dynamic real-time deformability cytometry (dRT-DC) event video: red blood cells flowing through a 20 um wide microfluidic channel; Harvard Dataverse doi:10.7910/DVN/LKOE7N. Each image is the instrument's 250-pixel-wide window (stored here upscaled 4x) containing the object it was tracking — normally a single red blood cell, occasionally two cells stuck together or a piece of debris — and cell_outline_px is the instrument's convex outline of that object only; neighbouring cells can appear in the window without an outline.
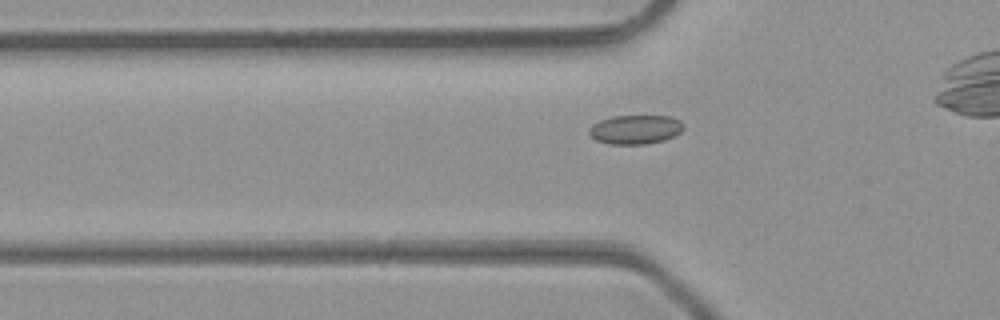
{"species": "common noctule bat (a hibernating species)", "species_latin": "Nyctalus noctula", "temperature_condition": "room temperature", "stored_images_in_passage": 33, "camera_frame_rate_fps": 3000, "um_per_image_px": 0.085, "animal": {"sex": "male", "body_mass_g": 23.1, "forearm_length_mm": 52.7}, "frame": {"image": 1, "passage_image": 10, "time_ms": 3.0, "image_size_px": [1000, 320], "cell_outline_px": [[684, 128], [680, 132], [664, 140], [644, 144], [608, 144], [596, 140], [588, 132], [588, 128], [592, 124], [600, 120], [612, 116], [672, 116], [680, 120], [684, 124]], "centroid_in_image_um": [53.99, 11.0], "position_along_channel_um": 71.8, "area_um2": 16.07}}
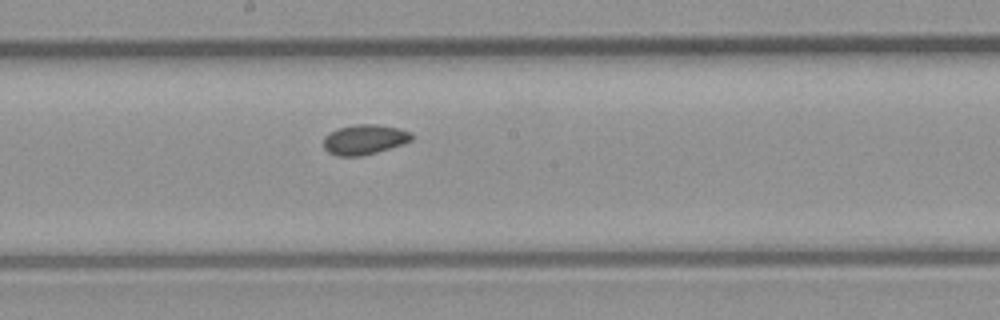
{"frame": {"image": 2, "passage_image": 20, "time_ms": 6.333, "image_size_px": [1000, 320], "cell_outline_px": [[412, 140], [376, 152], [360, 156], [336, 156], [328, 152], [324, 148], [324, 136], [336, 128], [356, 124], [376, 124], [400, 128], [412, 132]], "centroid_in_image_um": [30.95, 11.84], "position_along_channel_um": 217.3, "area_um2": 15.37}}
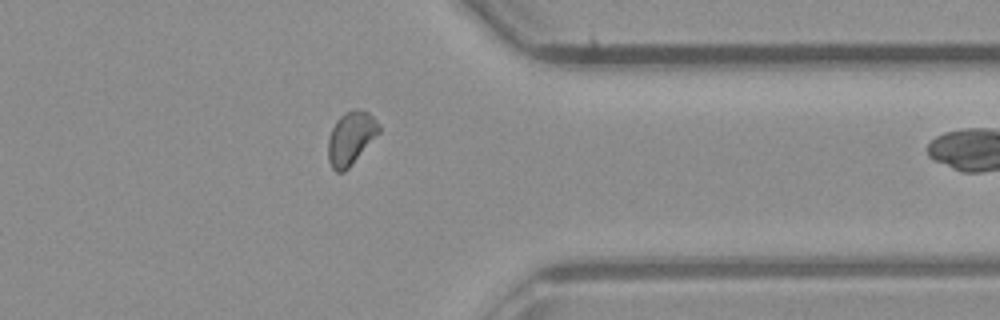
{"frame": {"image": 3, "passage_image": 32, "time_ms": 10.333, "image_size_px": [1000, 320], "cell_outline_px": [[380, 132], [348, 168], [344, 172], [336, 172], [332, 168], [328, 160], [328, 136], [336, 120], [344, 112], [368, 112], [380, 124]], "centroid_in_image_um": [29.8, 11.77], "position_along_channel_um": 381.6, "area_um2": 15.43}}